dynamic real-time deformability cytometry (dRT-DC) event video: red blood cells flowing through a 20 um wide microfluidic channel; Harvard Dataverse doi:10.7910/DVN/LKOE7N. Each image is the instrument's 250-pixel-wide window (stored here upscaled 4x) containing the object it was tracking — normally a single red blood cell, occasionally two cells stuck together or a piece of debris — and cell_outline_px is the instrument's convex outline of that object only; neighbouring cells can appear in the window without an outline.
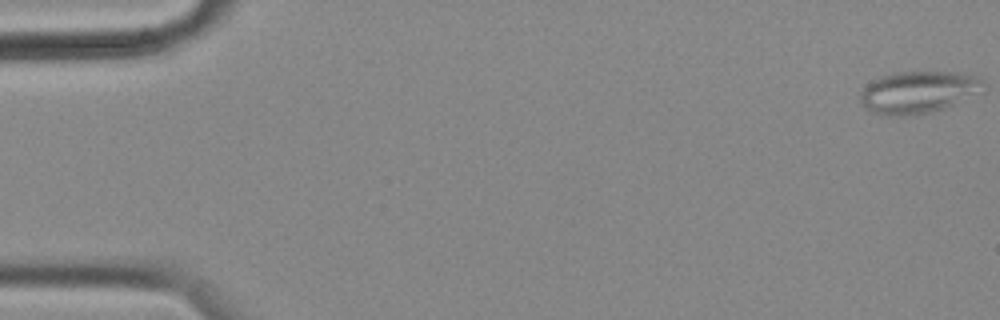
{"species": "common noctule bat (a hibernating species)", "species_latin": "Nyctalus noctula", "temperature_condition": "cold", "stored_images_in_passage": 58, "camera_frame_rate_fps": 3000, "um_per_image_px": 0.085, "animal": {"sex": "female", "body_mass_g": 18.4}, "frame": {"image": 1, "passage_image": 1, "time_ms": 0.0, "image_size_px": [1000, 320], "cell_outline_px": [[980, 80], [968, 92], [952, 104], [940, 108], [924, 112], [900, 116], [888, 116], [864, 108], [860, 100], [860, 96], [864, 88], [872, 80], [880, 76], [896, 72], [956, 72], [980, 76]], "centroid_in_image_um": [77.82, 7.81], "position_along_channel_um": 7.2, "area_um2": 28.32}}
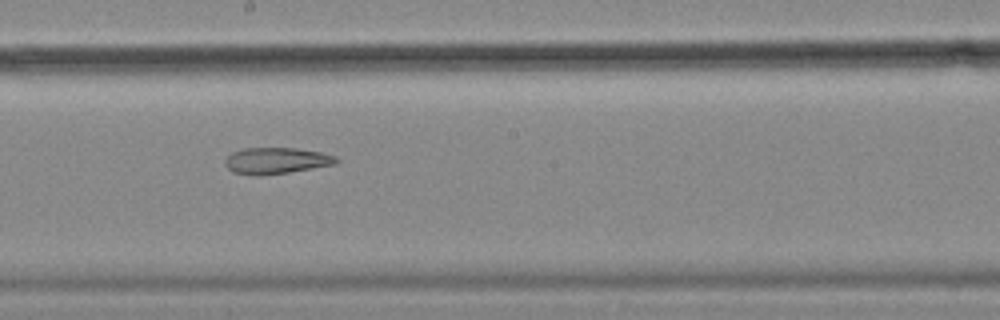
{"frame": {"image": 2, "passage_image": 32, "time_ms": 10.333, "image_size_px": [1000, 320], "cell_outline_px": [[340, 160], [336, 164], [288, 172], [260, 176], [252, 176], [232, 172], [224, 164], [224, 160], [232, 152], [244, 148], [296, 148], [320, 152], [336, 156]], "centroid_in_image_um": [23.46, 13.66], "position_along_channel_um": 224.7, "area_um2": 17.17}}
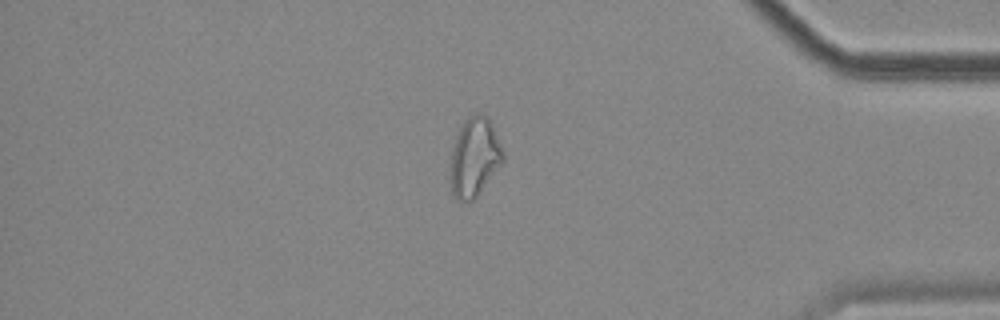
{"frame": {"image": 3, "passage_image": 49, "time_ms": 16.0, "image_size_px": [1000, 320], "cell_outline_px": [[504, 160], [476, 196], [472, 200], [456, 200], [452, 192], [452, 148], [456, 136], [464, 120], [468, 116], [476, 112], [480, 112], [488, 116], [492, 124], [504, 152]], "centroid_in_image_um": [40.35, 13.29], "position_along_channel_um": 394.8, "area_um2": 23.76}, "authors_computed_cell_mechanics": {"area_um2": 23.9003, "velocity_mm_per_s": 3.503, "shape_relaxation_time_tau1_ms": null, "shape_relaxation_time_tau2_ms": 8.3647, "deformation_change_tau1": null, "deformation_change_tau2": 0.1915}}